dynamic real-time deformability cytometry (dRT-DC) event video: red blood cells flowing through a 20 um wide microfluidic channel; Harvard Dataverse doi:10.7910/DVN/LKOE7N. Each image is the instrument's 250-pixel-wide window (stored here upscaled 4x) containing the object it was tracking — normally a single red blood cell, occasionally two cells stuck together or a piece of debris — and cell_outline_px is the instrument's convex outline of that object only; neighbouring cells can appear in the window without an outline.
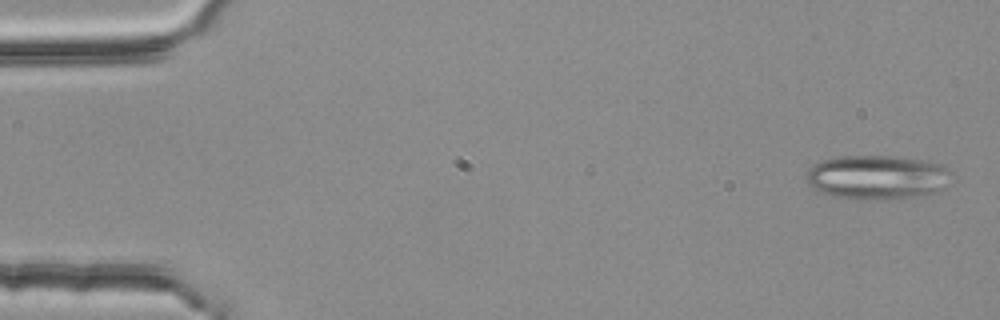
{"species": "common noctule bat (a hibernating species)", "species_latin": "Nyctalus noctula", "temperature_condition": "room temperature", "stored_images_in_passage": 5, "camera_frame_rate_fps": 3000, "um_per_image_px": 0.085, "animal": {"sex": "female", "body_mass_g": 25.1}, "frame": {"image": 1, "passage_image": 1, "time_ms": 0.0, "image_size_px": [1000, 320], "cell_outline_px": [[948, 172], [944, 188], [936, 192], [920, 196], [888, 200], [860, 200], [836, 196], [812, 188], [808, 184], [804, 176], [820, 160], [844, 156], [904, 156], [924, 160], [936, 164], [944, 168]], "centroid_in_image_um": [74.52, 15.08], "position_along_channel_um": 10.5, "area_um2": 37.22}}